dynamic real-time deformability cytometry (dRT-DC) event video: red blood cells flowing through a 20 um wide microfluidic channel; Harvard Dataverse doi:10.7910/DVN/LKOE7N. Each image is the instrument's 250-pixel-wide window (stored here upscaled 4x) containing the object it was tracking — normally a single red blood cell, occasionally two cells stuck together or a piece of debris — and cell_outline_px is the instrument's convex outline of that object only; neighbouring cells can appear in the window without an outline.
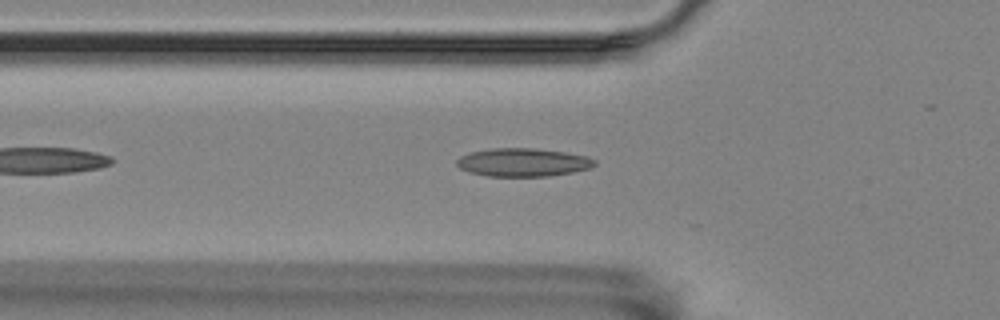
{"species": "Egyptian fruit bat (a non-hibernating species)", "species_latin": "Rousettus aegyptiacus", "temperature_condition": "room temperature", "stored_images_in_passage": 25, "camera_frame_rate_fps": 3000, "um_per_image_px": 0.085, "animal": {"sex": "female"}, "frame": {"image": 1, "passage_image": 8, "time_ms": 2.333, "image_size_px": [1000, 320], "cell_outline_px": [[596, 164], [592, 168], [572, 172], [548, 176], [488, 176], [468, 172], [460, 168], [456, 164], [456, 160], [460, 156], [472, 152], [492, 148], [532, 148], [564, 152], [584, 156], [596, 160]], "centroid_in_image_um": [44.44, 13.8], "position_along_channel_um": 81.4, "area_um2": 22.6}}
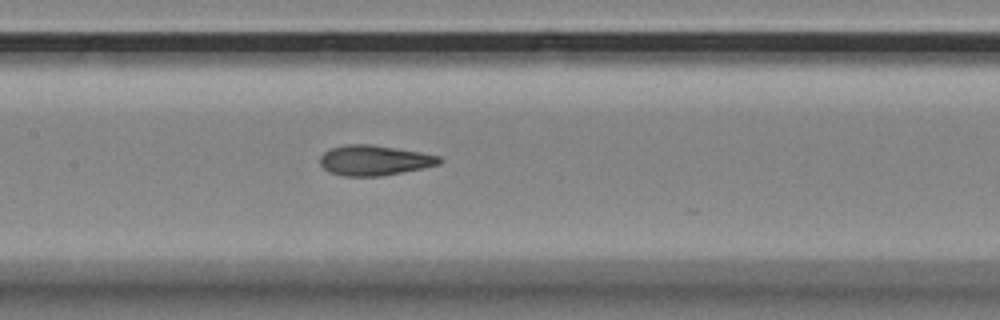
{"frame": {"image": 2, "passage_image": 16, "time_ms": 5.0, "image_size_px": [1000, 320], "cell_outline_px": [[444, 160], [440, 164], [380, 176], [344, 176], [328, 172], [320, 164], [320, 156], [324, 152], [332, 148], [344, 144], [368, 144], [396, 148], [420, 152], [440, 156]], "centroid_in_image_um": [31.8, 13.62], "position_along_channel_um": 175.6, "area_um2": 20.87}}
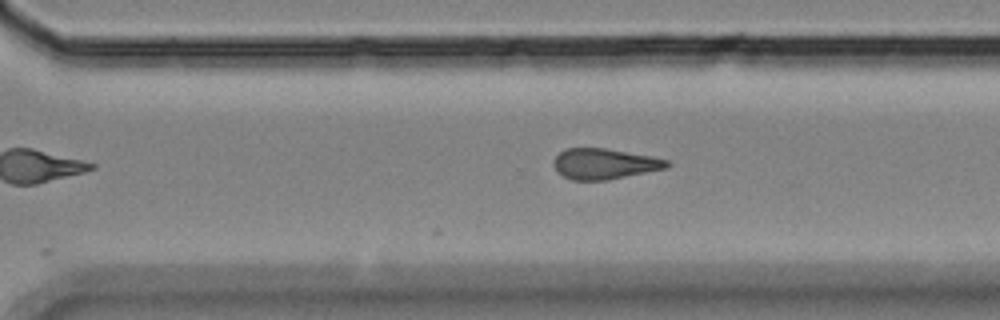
{"frame": {"image": 3, "passage_image": 25, "time_ms": 8.0, "image_size_px": [1000, 320], "cell_outline_px": [[672, 164], [668, 168], [608, 180], [572, 180], [556, 172], [552, 164], [552, 160], [564, 148], [604, 148], [652, 156], [668, 160]], "centroid_in_image_um": [51.37, 13.93], "position_along_channel_um": 319.2, "area_um2": 20.46}}